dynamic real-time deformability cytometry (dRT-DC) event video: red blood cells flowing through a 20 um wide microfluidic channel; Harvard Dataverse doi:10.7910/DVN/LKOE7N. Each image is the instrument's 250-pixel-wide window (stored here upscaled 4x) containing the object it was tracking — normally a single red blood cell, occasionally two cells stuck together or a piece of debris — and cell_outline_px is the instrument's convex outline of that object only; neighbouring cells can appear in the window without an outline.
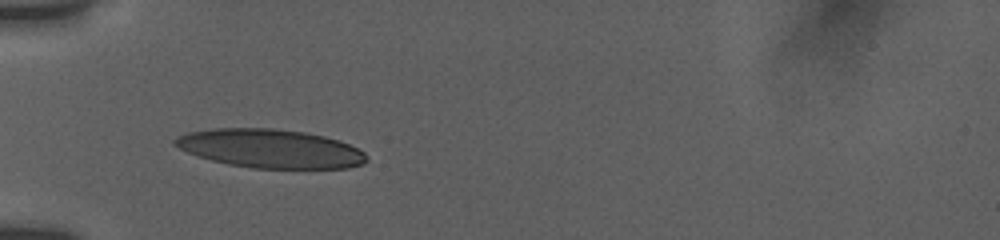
{"species": "human", "species_latin": "Homo sapiens", "temperature_condition": "room temperature", "stored_images_in_passage": 9, "camera_frame_rate_fps": 3000, "um_per_image_px": 0.085, "donor": {"sex": "female"}, "frame": {"image": 1, "passage_image": 8, "time_ms": 4.333, "image_size_px": [1000, 240], "cell_outline_px": [[368, 160], [364, 164], [348, 168], [252, 168], [228, 164], [212, 160], [188, 152], [172, 144], [172, 140], [176, 136], [188, 132], [212, 128], [272, 128], [308, 132], [340, 140], [364, 152], [368, 156]], "centroid_in_image_um": [22.98, 12.62], "position_along_channel_um": 62.0, "area_um2": 43.41}}